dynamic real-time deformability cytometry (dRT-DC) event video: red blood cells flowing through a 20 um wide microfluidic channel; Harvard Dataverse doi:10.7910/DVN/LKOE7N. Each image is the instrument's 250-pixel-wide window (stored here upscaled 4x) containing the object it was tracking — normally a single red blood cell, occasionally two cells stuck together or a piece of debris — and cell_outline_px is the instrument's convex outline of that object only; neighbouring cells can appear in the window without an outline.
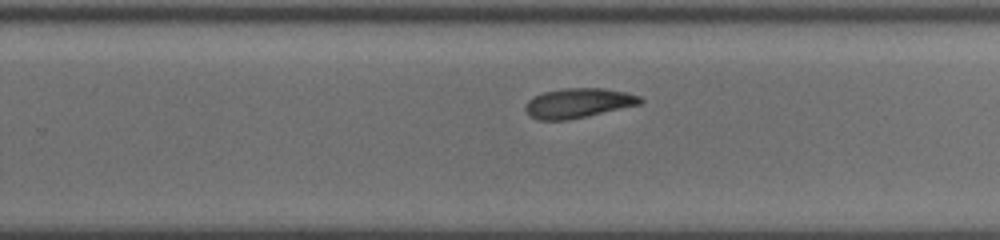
{"species": "common noctule bat (a hibernating species)", "species_latin": "Nyctalus noctula", "temperature_condition": "cold", "stored_images_in_passage": 11, "segment_of_instrument_passage": [2, 2], "camera_frame_rate_fps": 3000, "um_per_image_px": 0.085, "animal": {"sex": "female", "body_mass_g": 19.5, "forearm_length_mm": 54.1}, "frame": {"image": 1, "passage_image": 11, "time_ms": 11.667, "image_size_px": [1000, 240], "cell_outline_px": [[644, 100], [640, 104], [568, 120], [536, 120], [528, 116], [524, 108], [528, 100], [532, 96], [544, 92], [564, 88], [604, 88], [628, 92], [640, 96]], "centroid_in_image_um": [49.12, 8.76], "position_along_channel_um": 280.7, "area_um2": 20.0}}